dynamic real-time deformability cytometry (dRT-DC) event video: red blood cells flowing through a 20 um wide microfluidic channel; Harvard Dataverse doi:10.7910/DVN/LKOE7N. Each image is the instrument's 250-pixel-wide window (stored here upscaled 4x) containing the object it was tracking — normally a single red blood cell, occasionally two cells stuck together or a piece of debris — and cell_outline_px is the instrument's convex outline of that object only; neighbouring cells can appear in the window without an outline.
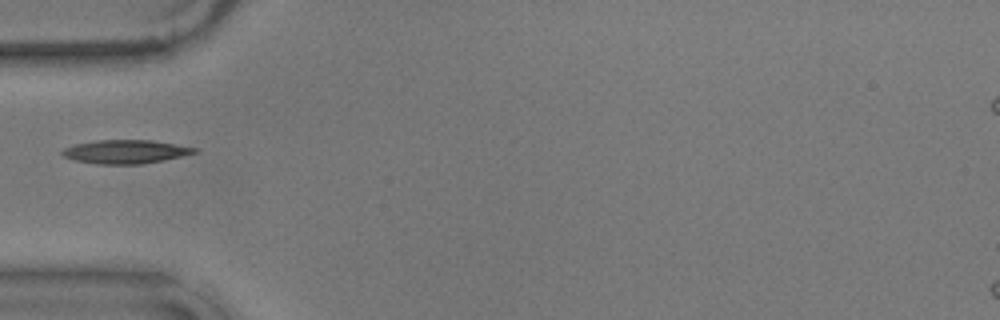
{"species": "common noctule bat (a hibernating species)", "species_latin": "Nyctalus noctula", "temperature_condition": "warm", "stored_images_in_passage": 39, "camera_frame_rate_fps": 3000, "um_per_image_px": 0.085, "animal": {"sex": "male", "body_mass_g": 17.9}, "frame": {"image": 1, "passage_image": 1, "time_ms": 0.0, "image_size_px": [1000, 320], "cell_outline_px": [[200, 152], [140, 164], [96, 164], [76, 160], [64, 156], [60, 152], [64, 148], [76, 144], [96, 140], [152, 140], [200, 148]], "centroid_in_image_um": [10.7, 12.88], "position_along_channel_um": 74.3, "area_um2": 18.09}}
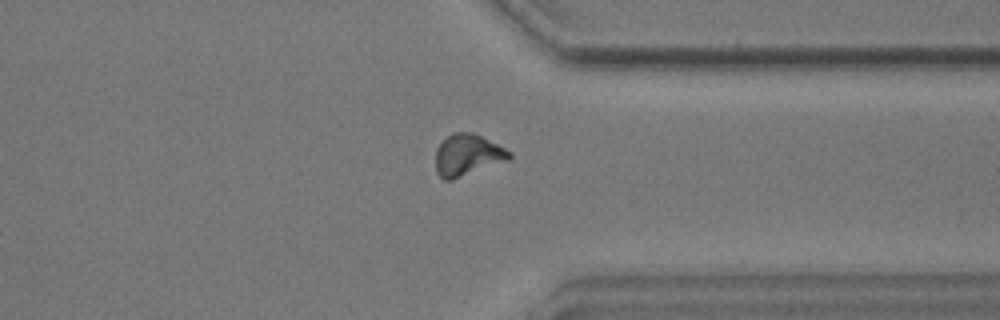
{"frame": {"image": 2, "passage_image": 26, "time_ms": 8.333, "image_size_px": [1000, 320], "cell_outline_px": [[512, 156], [508, 160], [452, 180], [444, 180], [436, 172], [436, 148], [452, 132], [472, 132], [512, 152]], "centroid_in_image_um": [39.72, 13.18], "position_along_channel_um": 371.7, "area_um2": 17.63}}
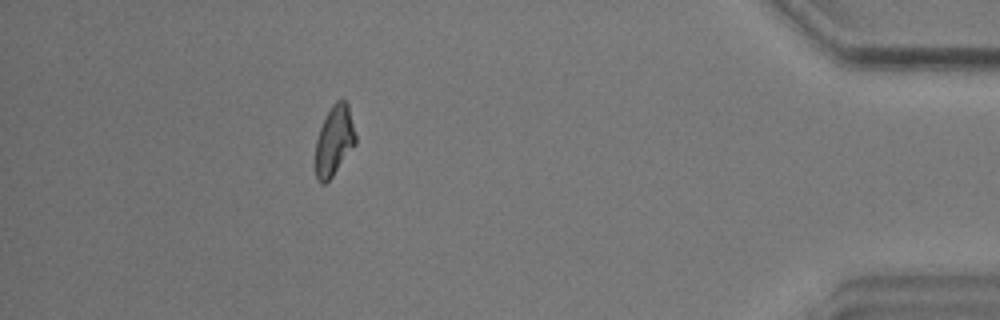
{"frame": {"image": 3, "passage_image": 33, "time_ms": 10.667, "image_size_px": [1000, 320], "cell_outline_px": [[356, 144], [332, 176], [324, 184], [320, 184], [316, 180], [316, 140], [320, 128], [332, 104], [336, 100], [344, 100], [348, 104], [356, 136]], "centroid_in_image_um": [28.41, 11.96], "position_along_channel_um": 406.8, "area_um2": 16.18}}